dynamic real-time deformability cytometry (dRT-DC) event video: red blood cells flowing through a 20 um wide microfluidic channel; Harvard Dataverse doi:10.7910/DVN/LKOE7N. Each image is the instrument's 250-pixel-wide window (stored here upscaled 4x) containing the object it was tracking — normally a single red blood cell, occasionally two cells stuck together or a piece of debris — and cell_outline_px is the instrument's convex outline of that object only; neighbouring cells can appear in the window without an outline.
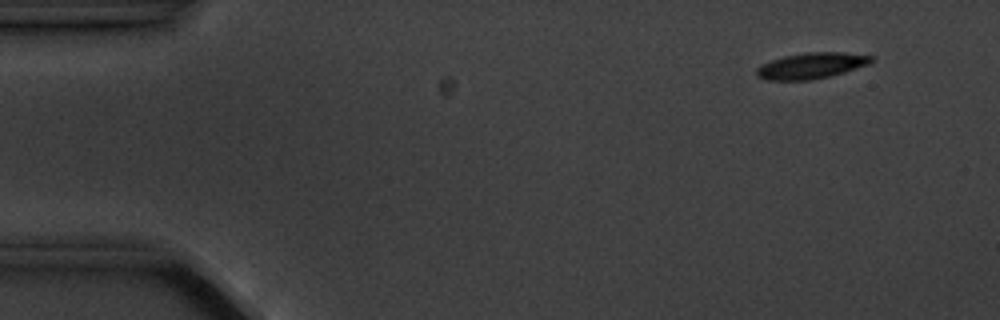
{"species": "common noctule bat (a hibernating species)", "species_latin": "Nyctalus noctula", "temperature_condition": "cold", "stored_images_in_passage": 4, "camera_frame_rate_fps": 3000, "um_per_image_px": 0.085, "animal": {"sex": "male", "body_mass_g": 20.1, "forearm_length_mm": 53.5}, "frame": {"image": 1, "passage_image": 1, "time_ms": 0.0, "image_size_px": [1000, 320], "cell_outline_px": [[872, 60], [868, 64], [844, 72], [812, 80], [764, 80], [756, 76], [756, 68], [772, 60], [784, 56], [804, 52], [844, 52], [872, 56]], "centroid_in_image_um": [68.92, 5.58], "position_along_channel_um": 16.1, "area_um2": 17.22}}
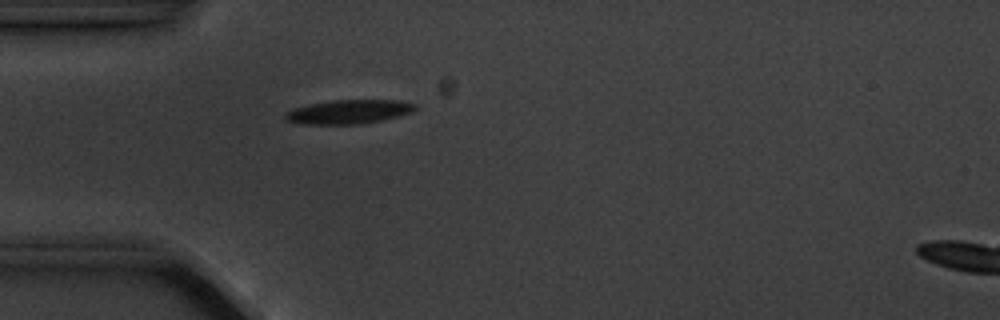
{"frame": {"image": 2, "passage_image": 4, "time_ms": 3.667, "image_size_px": [1000, 320], "cell_outline_px": [[416, 108], [412, 112], [400, 116], [360, 124], [300, 124], [284, 120], [284, 116], [292, 108], [308, 104], [332, 100], [400, 100], [416, 104]], "centroid_in_image_um": [29.63, 9.5], "position_along_channel_um": 55.4, "area_um2": 18.26}}